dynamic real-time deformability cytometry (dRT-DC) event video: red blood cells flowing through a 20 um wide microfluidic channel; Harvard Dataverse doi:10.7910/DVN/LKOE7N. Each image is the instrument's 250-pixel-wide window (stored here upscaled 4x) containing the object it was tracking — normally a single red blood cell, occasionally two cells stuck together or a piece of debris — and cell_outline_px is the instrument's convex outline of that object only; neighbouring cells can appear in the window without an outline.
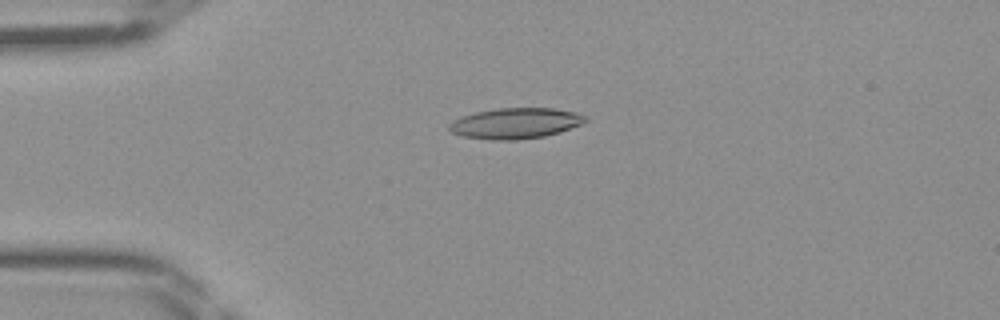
{"species": "Egyptian fruit bat (a non-hibernating species)", "species_latin": "Rousettus aegyptiacus", "temperature_condition": "room temperature", "stored_images_in_passage": 46, "camera_frame_rate_fps": 3000, "um_per_image_px": 0.085, "frame": {"image": 1, "passage_image": 11, "time_ms": 3.333, "image_size_px": [1000, 320], "cell_outline_px": [[588, 120], [584, 124], [560, 132], [544, 136], [516, 140], [492, 140], [464, 136], [452, 132], [448, 128], [448, 124], [452, 120], [460, 116], [476, 112], [496, 108], [552, 108], [576, 112], [584, 116]], "centroid_in_image_um": [43.82, 10.47], "position_along_channel_um": 41.2, "area_um2": 24.51}}
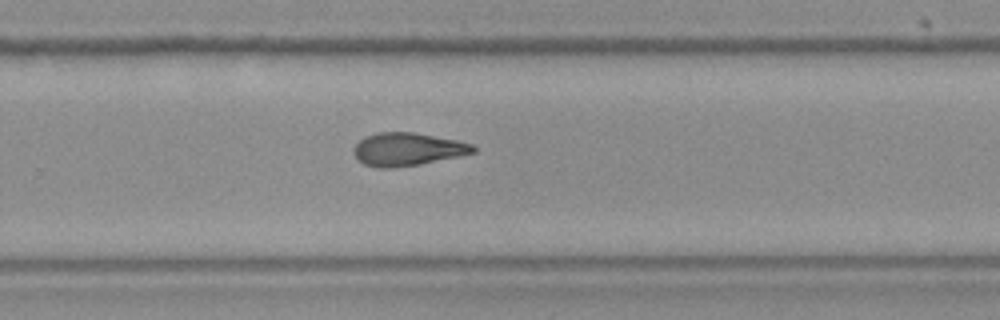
{"frame": {"image": 2, "passage_image": 30, "time_ms": 9.667, "image_size_px": [1000, 320], "cell_outline_px": [[476, 152], [420, 164], [392, 168], [380, 168], [364, 164], [352, 152], [352, 148], [364, 136], [376, 132], [416, 132], [456, 140], [472, 144], [476, 148]], "centroid_in_image_um": [34.61, 12.67], "position_along_channel_um": 295.2, "area_um2": 22.95}}
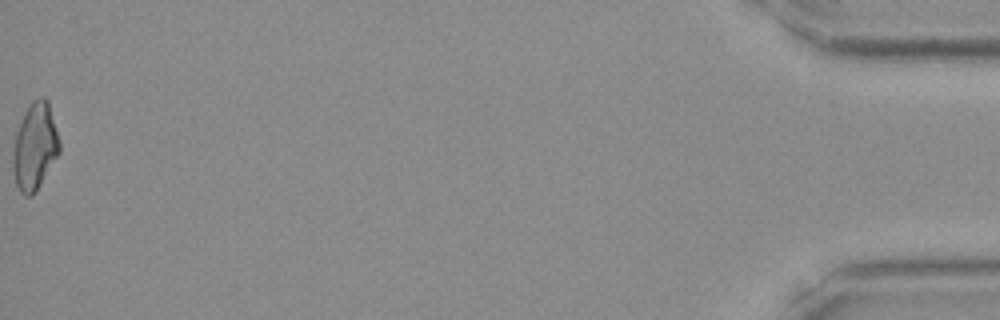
{"frame": {"image": 3, "passage_image": 46, "time_ms": 15.0, "image_size_px": [1000, 320], "cell_outline_px": [[60, 152], [36, 192], [32, 196], [24, 196], [20, 192], [16, 184], [12, 168], [12, 152], [16, 132], [24, 112], [32, 100], [40, 96], [44, 96], [48, 100], [60, 140]], "centroid_in_image_um": [2.96, 12.45], "position_along_channel_um": 432.2, "area_um2": 23.93}}